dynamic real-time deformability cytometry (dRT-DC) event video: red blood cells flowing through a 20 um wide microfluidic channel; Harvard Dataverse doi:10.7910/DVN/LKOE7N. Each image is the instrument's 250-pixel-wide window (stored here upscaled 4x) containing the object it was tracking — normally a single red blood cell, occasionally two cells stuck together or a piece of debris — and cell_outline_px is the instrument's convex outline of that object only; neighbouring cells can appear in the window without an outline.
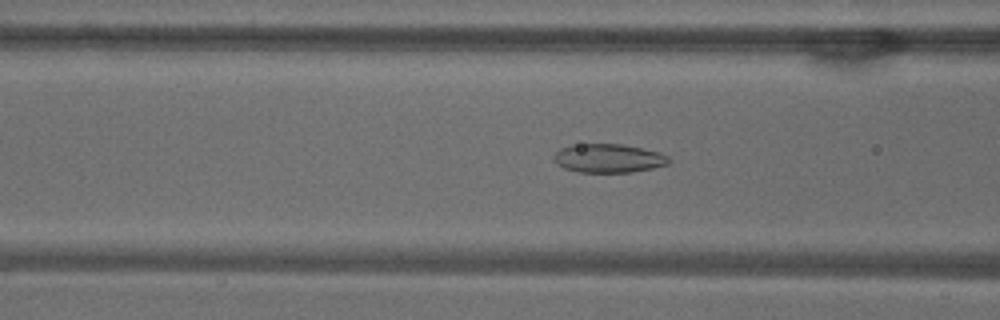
{"species": "common noctule bat (a hibernating species)", "species_latin": "Nyctalus noctula", "temperature_condition": "warm", "stored_images_in_passage": 53, "camera_frame_rate_fps": 3000, "um_per_image_px": 0.085, "animal": {"sex": "male", "body_mass_g": 18.8}, "frame": {"image": 1, "passage_image": 21, "time_ms": 6.667, "image_size_px": [1000, 320], "cell_outline_px": [[668, 164], [652, 168], [632, 172], [580, 172], [564, 168], [556, 164], [552, 156], [560, 148], [572, 144], [624, 144], [660, 152], [668, 156]], "centroid_in_image_um": [51.69, 13.44], "position_along_channel_um": 114.9, "area_um2": 19.31}}
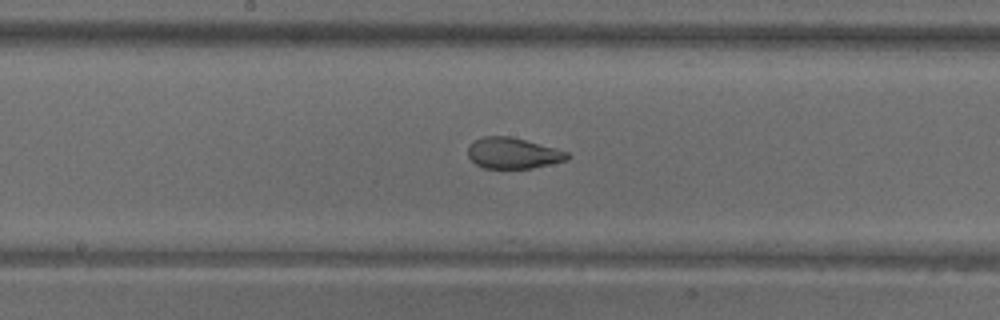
{"frame": {"image": 2, "passage_image": 28, "time_ms": 9.0, "image_size_px": [1000, 320], "cell_outline_px": [[572, 156], [568, 160], [532, 168], [484, 168], [476, 164], [468, 156], [468, 148], [476, 140], [484, 136], [508, 136], [556, 148], [568, 152]], "centroid_in_image_um": [43.64, 13.03], "position_along_channel_um": 204.6, "area_um2": 17.74}}
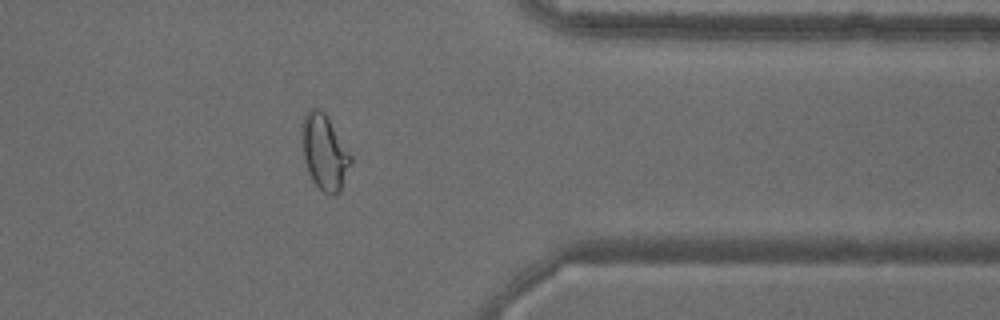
{"frame": {"image": 3, "passage_image": 43, "time_ms": 14.0, "image_size_px": [1000, 320], "cell_outline_px": [[352, 160], [340, 192], [336, 196], [328, 196], [312, 180], [308, 172], [304, 160], [300, 132], [300, 124], [308, 108], [320, 108], [328, 116], [352, 156]], "centroid_in_image_um": [27.56, 12.91], "position_along_channel_um": 383.8, "area_um2": 21.91}, "authors_computed_cell_mechanics": {"area_um2": 22.6576, "velocity_mm_per_s": 3.8328, "shape_relaxation_time_tau1_ms": null, "shape_relaxation_time_tau2_ms": 1.231, "deformation_change_tau1": null, "deformation_change_tau2": 0.0757}}